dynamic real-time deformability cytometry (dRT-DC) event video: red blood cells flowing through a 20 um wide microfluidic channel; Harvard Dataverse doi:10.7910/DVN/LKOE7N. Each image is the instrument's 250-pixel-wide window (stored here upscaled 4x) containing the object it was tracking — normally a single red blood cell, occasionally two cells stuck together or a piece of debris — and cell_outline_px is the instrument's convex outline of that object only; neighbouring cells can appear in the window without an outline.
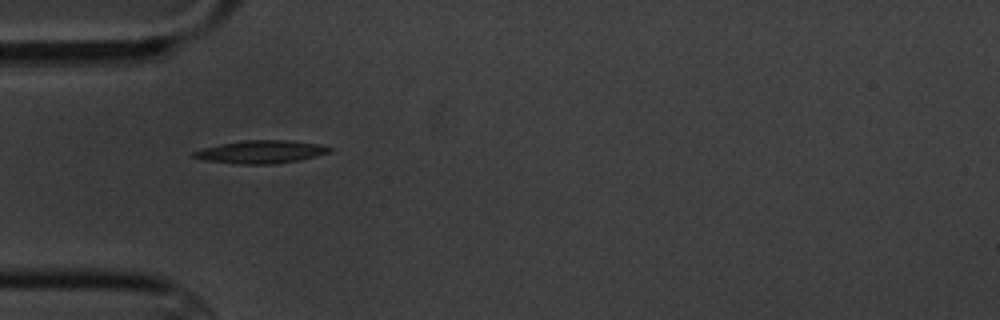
{"species": "common noctule bat (a hibernating species)", "species_latin": "Nyctalus noctula", "temperature_condition": "cold", "stored_images_in_passage": 4, "camera_frame_rate_fps": 3000, "um_per_image_px": 0.085, "animal": {"sex": "male", "body_mass_g": 20.1, "forearm_length_mm": 53.5}, "frame": {"image": 1, "passage_image": 1, "time_ms": 0.0, "image_size_px": [1000, 320], "cell_outline_px": [[332, 152], [300, 160], [272, 164], [240, 164], [204, 160], [188, 156], [192, 152], [204, 148], [220, 144], [244, 140], [288, 140], [320, 144], [332, 148]], "centroid_in_image_um": [22.18, 12.91], "position_along_channel_um": 62.8, "area_um2": 18.21}}
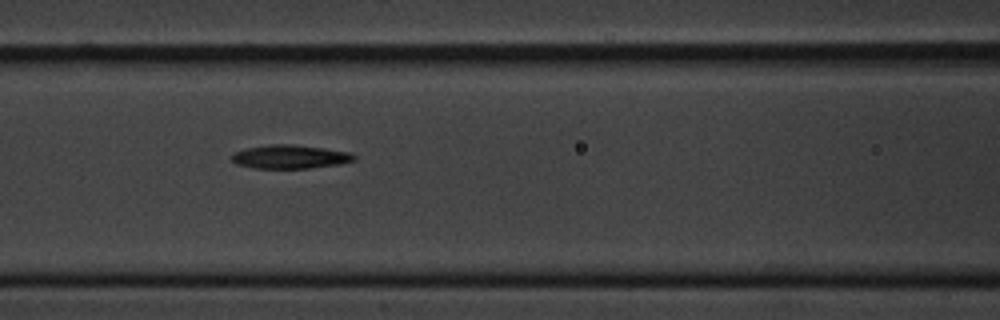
{"frame": {"image": 2, "passage_image": 3, "time_ms": 2.333, "image_size_px": [1000, 320], "cell_outline_px": [[356, 160], [340, 164], [308, 168], [256, 168], [236, 164], [228, 156], [232, 152], [244, 148], [272, 144], [292, 144], [324, 148], [352, 152], [356, 156]], "centroid_in_image_um": [24.63, 13.31], "position_along_channel_um": 142.0, "area_um2": 17.11}}
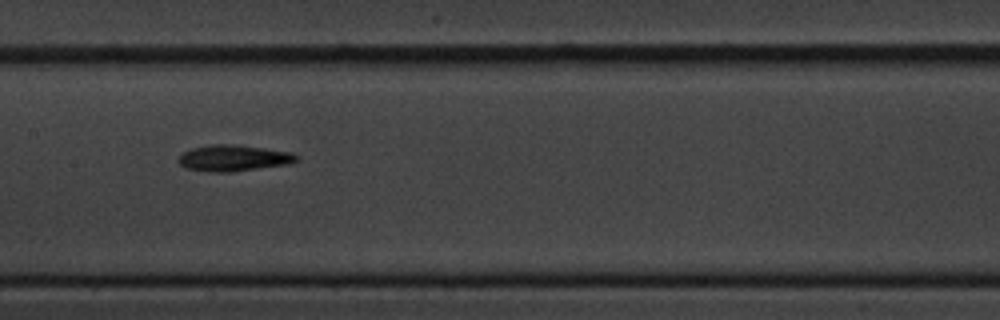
{"frame": {"image": 3, "passage_image": 4, "time_ms": 3.667, "image_size_px": [1000, 320], "cell_outline_px": [[300, 156], [296, 160], [288, 164], [232, 172], [208, 172], [188, 168], [180, 164], [176, 160], [184, 152], [192, 148], [212, 144], [236, 144], [292, 152]], "centroid_in_image_um": [19.86, 13.43], "position_along_channel_um": 187.5, "area_um2": 18.03}}